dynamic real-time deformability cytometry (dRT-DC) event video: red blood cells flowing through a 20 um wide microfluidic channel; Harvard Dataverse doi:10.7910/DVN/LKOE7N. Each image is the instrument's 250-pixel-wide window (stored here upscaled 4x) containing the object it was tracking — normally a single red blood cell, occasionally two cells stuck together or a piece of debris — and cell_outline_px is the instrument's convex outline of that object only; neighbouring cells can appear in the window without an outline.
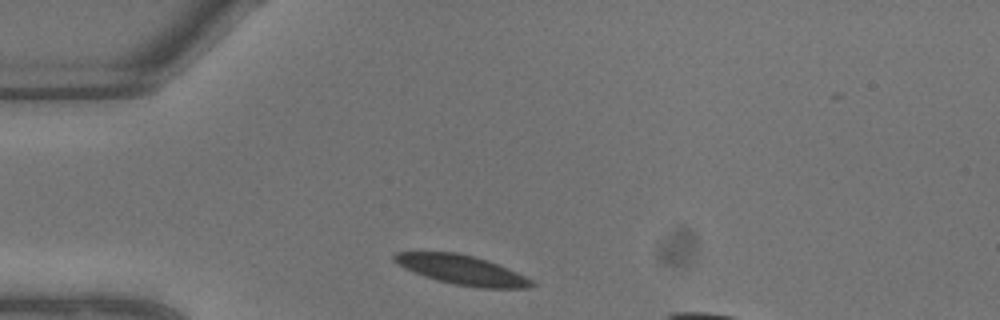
{"species": "common noctule bat (a hibernating species)", "species_latin": "Nyctalus noctula", "temperature_condition": "warm", "stored_images_in_passage": 3, "camera_frame_rate_fps": 3000, "um_per_image_px": 0.085, "animal": {"sex": "male", "body_mass_g": 13.3}, "frame": {"image": 1, "passage_image": 1, "time_ms": 0.0, "image_size_px": [1000, 320], "cell_outline_px": [[536, 284], [532, 288], [480, 288], [452, 284], [436, 280], [412, 272], [396, 264], [392, 260], [392, 256], [396, 252], [456, 252], [488, 260], [508, 268], [532, 280]], "centroid_in_image_um": [39.23, 22.95], "position_along_channel_um": 45.8, "area_um2": 23.76}}